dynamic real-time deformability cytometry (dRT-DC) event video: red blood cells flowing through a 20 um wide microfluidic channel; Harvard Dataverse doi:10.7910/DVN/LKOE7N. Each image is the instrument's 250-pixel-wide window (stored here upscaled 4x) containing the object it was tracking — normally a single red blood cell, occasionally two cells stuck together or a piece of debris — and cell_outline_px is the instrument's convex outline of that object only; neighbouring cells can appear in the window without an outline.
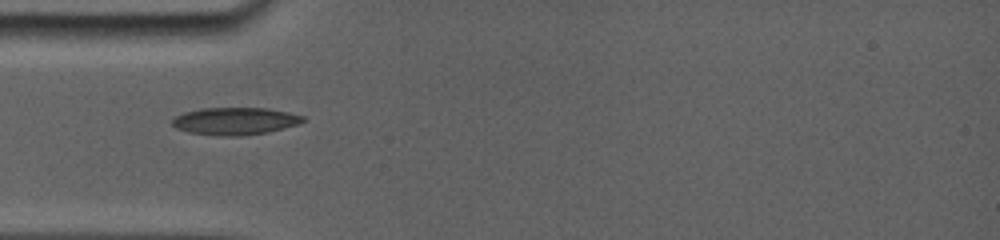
{"species": "common noctule bat (a hibernating species)", "species_latin": "Nyctalus noctula", "temperature_condition": "room temperature", "stored_images_in_passage": 72, "camera_frame_rate_fps": 5000, "um_per_image_px": 0.085, "animal": {"sex": "female", "body_mass_g": 19.0, "forearm_length_mm": 56.7}, "frame": {"image": 1, "passage_image": 1, "time_ms": 0.0, "image_size_px": [1000, 240], "cell_outline_px": [[304, 120], [296, 124], [264, 132], [192, 132], [180, 128], [172, 124], [172, 120], [176, 116], [184, 112], [200, 108], [268, 108], [288, 112], [304, 116]], "centroid_in_image_um": [20.0, 10.2], "position_along_channel_um": 65.0, "area_um2": 19.02}}
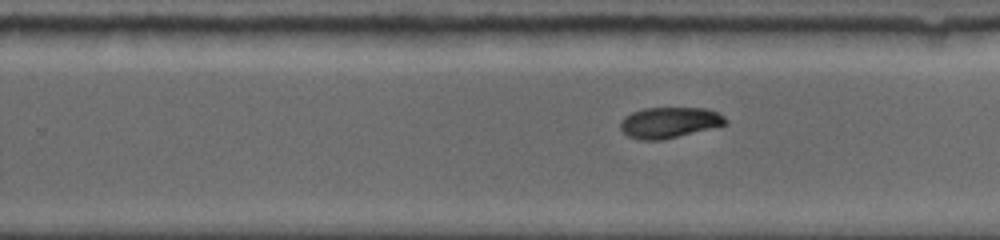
{"frame": {"image": 2, "passage_image": 38, "time_ms": 5.4, "image_size_px": [1000, 240], "cell_outline_px": [[728, 120], [724, 124], [660, 140], [640, 140], [628, 136], [620, 128], [620, 124], [624, 116], [632, 112], [644, 108], [708, 108], [724, 116]], "centroid_in_image_um": [56.84, 10.4], "position_along_channel_um": 273.0, "area_um2": 18.5}}
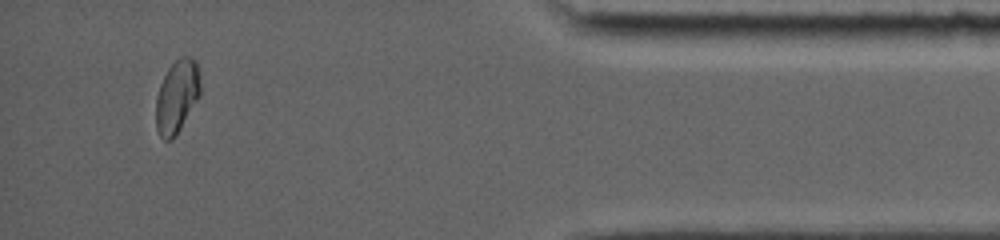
{"frame": {"image": 3, "passage_image": 67, "time_ms": 10.2, "image_size_px": [1000, 240], "cell_outline_px": [[200, 96], [176, 136], [172, 140], [164, 140], [160, 136], [156, 128], [156, 100], [160, 84], [168, 68], [180, 56], [192, 56], [196, 60], [200, 76]], "centroid_in_image_um": [15.06, 8.19], "position_along_channel_um": 420.1, "area_um2": 19.07}, "authors_computed_cell_mechanics": {"area_um2": 19.074, "velocity_mm_per_s": 3.8561, "shape_relaxation_time_tau1_ms": 9.412, "shape_relaxation_time_tau2_ms": null, "deformation_change_tau1": 0.1639, "deformation_change_tau2": null}}